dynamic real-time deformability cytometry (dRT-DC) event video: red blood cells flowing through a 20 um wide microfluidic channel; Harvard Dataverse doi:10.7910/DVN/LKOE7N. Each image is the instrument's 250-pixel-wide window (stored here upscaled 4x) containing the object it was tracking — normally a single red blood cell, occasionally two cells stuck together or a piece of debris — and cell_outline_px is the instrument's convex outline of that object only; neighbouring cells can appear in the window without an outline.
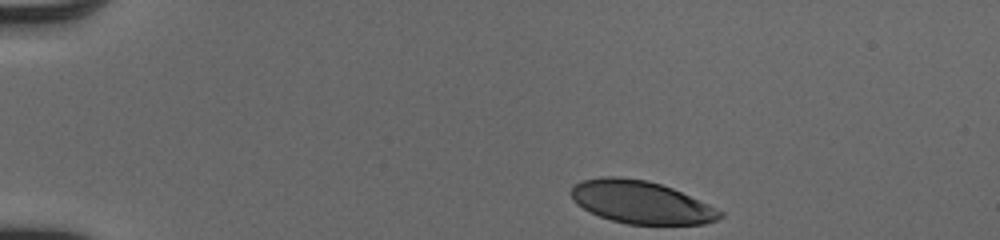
{"species": "human", "species_latin": "Homo sapiens", "temperature_condition": "cold", "stored_images_in_passage": 36, "camera_frame_rate_fps": 3000, "um_per_image_px": 0.085, "donor": {"sex": "male"}, "frame": {"image": 1, "passage_image": 1, "time_ms": 0.0, "image_size_px": [1000, 240], "cell_outline_px": [[724, 216], [716, 220], [704, 224], [628, 224], [612, 220], [600, 216], [576, 204], [572, 200], [572, 188], [576, 184], [584, 180], [600, 176], [620, 176], [648, 180], [672, 188], [708, 204], [724, 212]], "centroid_in_image_um": [54.5, 17.18], "position_along_channel_um": 30.5, "area_um2": 36.82}}
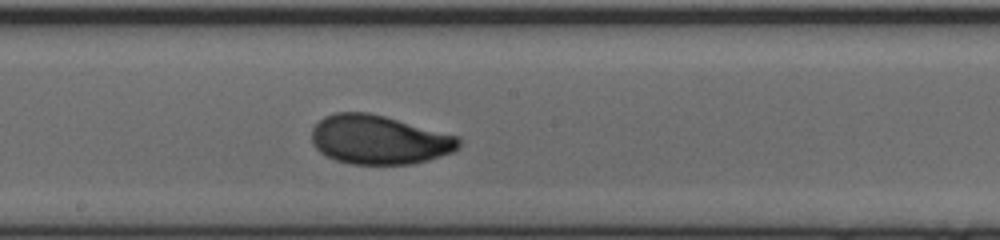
{"frame": {"image": 2, "passage_image": 21, "time_ms": 6.667, "image_size_px": [1000, 240], "cell_outline_px": [[460, 144], [452, 152], [428, 160], [412, 164], [348, 164], [336, 160], [320, 152], [312, 144], [312, 128], [324, 116], [336, 112], [368, 112], [384, 116], [460, 136]], "centroid_in_image_um": [32.21, 11.87], "position_along_channel_um": 216.0, "area_um2": 42.08}}
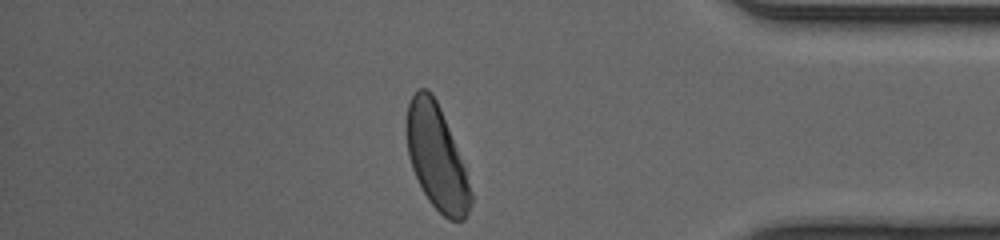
{"frame": {"image": 3, "passage_image": 36, "time_ms": 11.667, "image_size_px": [1000, 240], "cell_outline_px": [[472, 204], [464, 220], [448, 220], [428, 200], [412, 168], [408, 156], [404, 128], [404, 124], [408, 104], [416, 88], [428, 88], [432, 92], [440, 108], [464, 168], [472, 192]], "centroid_in_image_um": [37.07, 13.34], "position_along_channel_um": 398.1, "area_um2": 38.9}, "authors_computed_cell_mechanics": {"area_um2": 41.0958, "velocity_mm_per_s": 4.0831, "shape_relaxation_time_tau1_ms": 2.964, "shape_relaxation_time_tau2_ms": 0.8453, "deformation_change_tau1": 0.1574, "deformation_change_tau2": 0.051}}